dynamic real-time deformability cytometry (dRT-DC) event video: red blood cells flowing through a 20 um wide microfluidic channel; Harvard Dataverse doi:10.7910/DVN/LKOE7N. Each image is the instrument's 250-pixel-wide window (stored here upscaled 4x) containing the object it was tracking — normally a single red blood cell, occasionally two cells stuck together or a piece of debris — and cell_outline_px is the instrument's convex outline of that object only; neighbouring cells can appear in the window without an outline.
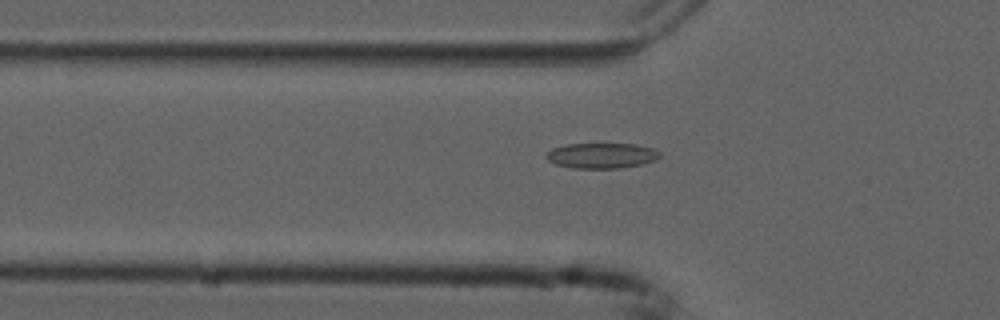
{"species": "common noctule bat (a hibernating species)", "species_latin": "Nyctalus noctula", "temperature_condition": "cold", "stored_images_in_passage": 43, "camera_frame_rate_fps": 3000, "um_per_image_px": 0.085, "animal": {"sex": "male", "forearm_length_mm": 52.5}, "frame": {"image": 1, "passage_image": 7, "time_ms": 2.0, "image_size_px": [1000, 320], "cell_outline_px": [[660, 156], [656, 160], [644, 164], [620, 168], [572, 168], [556, 164], [548, 160], [544, 156], [552, 148], [564, 144], [636, 144], [652, 148], [660, 152]], "centroid_in_image_um": [51.14, 13.23], "position_along_channel_um": 74.7, "area_um2": 16.88}}
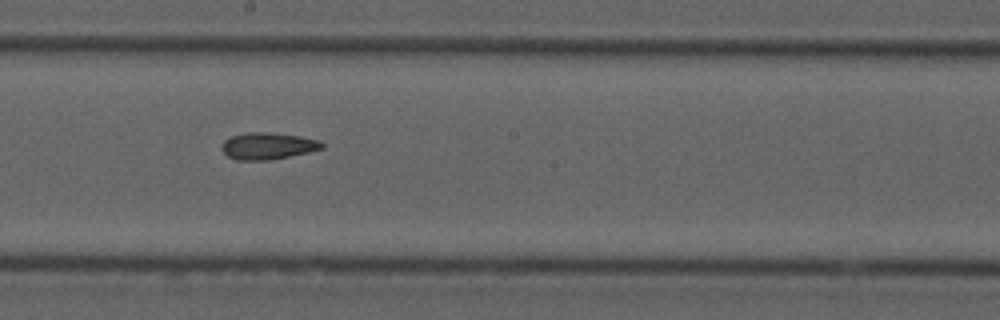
{"frame": {"image": 2, "passage_image": 19, "time_ms": 6.0, "image_size_px": [1000, 320], "cell_outline_px": [[324, 148], [308, 152], [268, 160], [236, 160], [228, 156], [224, 152], [224, 140], [232, 136], [248, 132], [268, 132], [300, 136], [320, 140], [324, 144]], "centroid_in_image_um": [22.8, 12.4], "position_along_channel_um": 225.4, "area_um2": 15.43}}
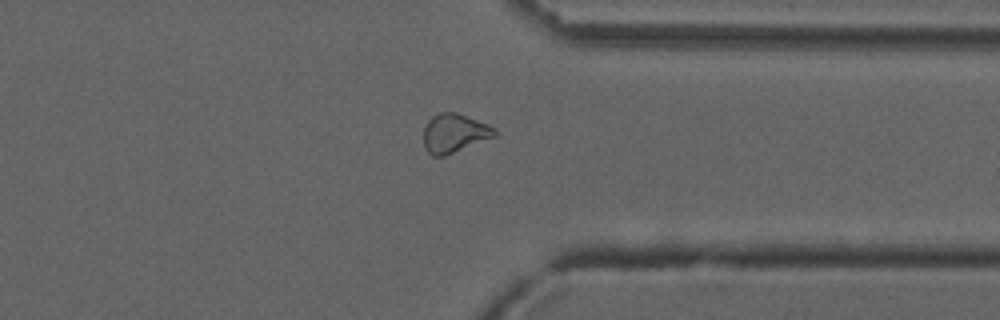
{"frame": {"image": 3, "passage_image": 31, "time_ms": 10.0, "image_size_px": [1000, 320], "cell_outline_px": [[496, 136], [444, 156], [432, 156], [428, 152], [424, 144], [424, 128], [428, 120], [432, 116], [440, 112], [456, 112], [488, 124], [496, 128]], "centroid_in_image_um": [38.62, 11.31], "position_along_channel_um": 372.8, "area_um2": 16.01}, "authors_computed_cell_mechanics": {"area_um2": 16.0106, "velocity_mm_per_s": 3.7615, "shape_relaxation_time_tau1_ms": null, "shape_relaxation_time_tau2_ms": 6.3761, "deformation_change_tau1": null, "deformation_change_tau2": 0.1237}}